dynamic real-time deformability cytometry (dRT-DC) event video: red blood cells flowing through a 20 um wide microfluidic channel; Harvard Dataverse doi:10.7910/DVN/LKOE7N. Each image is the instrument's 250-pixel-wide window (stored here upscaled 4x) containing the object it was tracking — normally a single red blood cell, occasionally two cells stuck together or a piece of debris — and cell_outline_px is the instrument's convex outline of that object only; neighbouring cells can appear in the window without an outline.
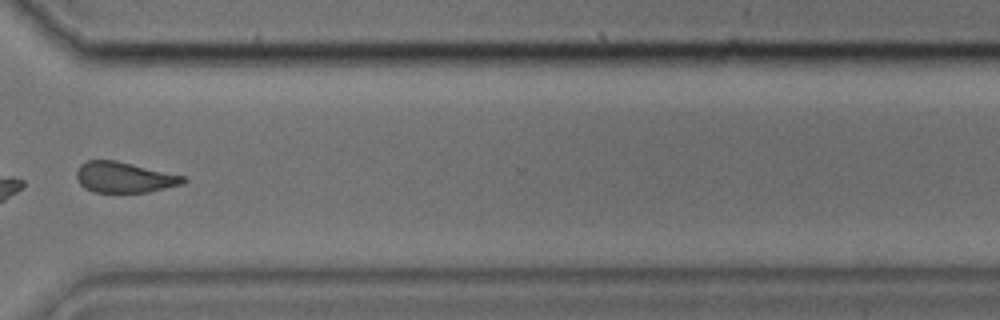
{"species": "common noctule bat (a hibernating species)", "species_latin": "Nyctalus noctula", "temperature_condition": "cold", "stored_images_in_passage": 36, "segment_of_instrument_passage": [2, 2], "camera_frame_rate_fps": 3000, "um_per_image_px": 0.085, "animal": {"sex": "male", "body_mass_g": 17.9, "forearm_length_mm": 54.2}, "frame": {"image": 1, "passage_image": 28, "time_ms": 9.0, "image_size_px": [1000, 320], "cell_outline_px": [[188, 180], [184, 184], [148, 192], [92, 192], [84, 188], [80, 184], [76, 176], [76, 172], [80, 164], [88, 160], [116, 160], [184, 176]], "centroid_in_image_um": [10.56, 15.07], "position_along_channel_um": 360.0, "area_um2": 19.13}}